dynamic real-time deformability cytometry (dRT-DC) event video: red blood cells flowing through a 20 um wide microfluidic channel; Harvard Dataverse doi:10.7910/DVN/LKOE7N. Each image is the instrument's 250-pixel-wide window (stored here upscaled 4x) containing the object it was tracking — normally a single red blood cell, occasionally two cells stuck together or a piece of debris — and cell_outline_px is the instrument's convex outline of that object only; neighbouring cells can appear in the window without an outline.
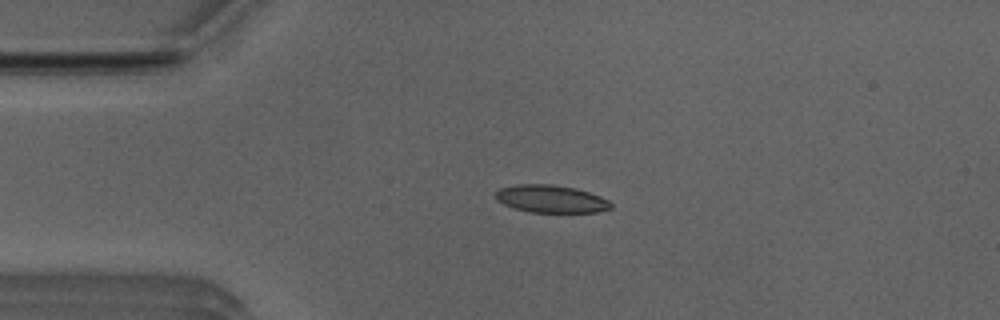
{"species": "Egyptian fruit bat (a non-hibernating species)", "species_latin": "Rousettus aegyptiacus", "temperature_condition": "room temperature", "stored_images_in_passage": 44, "camera_frame_rate_fps": 3000, "um_per_image_px": 0.085, "animal": {"sex": "male"}, "frame": {"image": 1, "passage_image": 4, "time_ms": 1.0, "image_size_px": [1000, 320], "cell_outline_px": [[612, 208], [596, 212], [528, 212], [504, 204], [496, 200], [496, 192], [500, 188], [516, 184], [552, 184], [576, 188], [600, 196], [608, 200], [612, 204]], "centroid_in_image_um": [46.84, 16.9], "position_along_channel_um": 38.2, "area_um2": 18.5}}
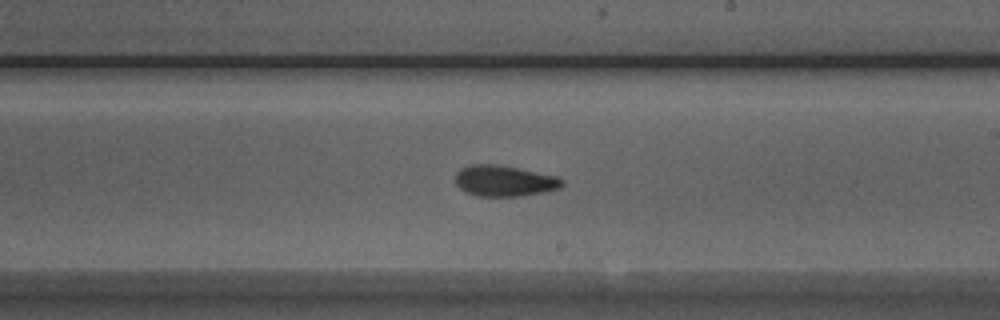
{"frame": {"image": 2, "passage_image": 22, "time_ms": 7.0, "image_size_px": [1000, 320], "cell_outline_px": [[564, 184], [560, 188], [544, 192], [520, 196], [476, 196], [460, 188], [456, 184], [456, 172], [460, 168], [472, 164], [496, 164], [556, 176], [564, 180]], "centroid_in_image_um": [42.86, 15.37], "position_along_channel_um": 246.1, "area_um2": 19.13}}
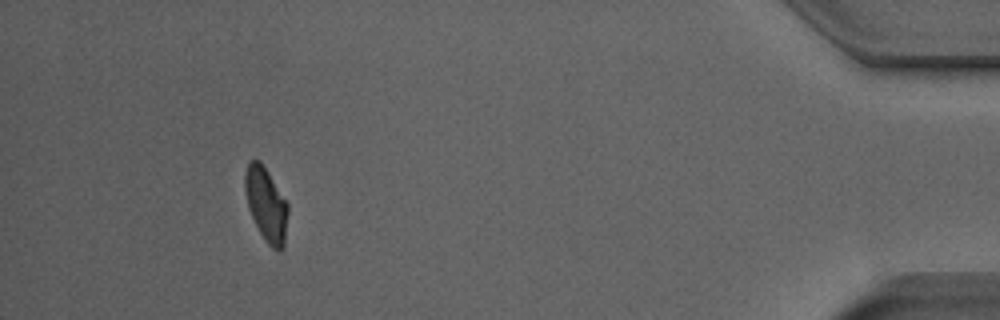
{"frame": {"image": 3, "passage_image": 40, "time_ms": 13.0, "image_size_px": [1000, 320], "cell_outline_px": [[288, 212], [284, 244], [280, 248], [272, 248], [268, 244], [260, 232], [248, 208], [244, 192], [244, 172], [248, 160], [260, 160], [268, 172], [288, 204]], "centroid_in_image_um": [22.59, 17.3], "position_along_channel_um": 412.6, "area_um2": 18.32}, "authors_computed_cell_mechanics": {"area_um2": 19.0162, "velocity_mm_per_s": 3.9298, "shape_relaxation_time_tau1_ms": 5.2399, "shape_relaxation_time_tau2_ms": 1.9667, "deformation_change_tau1": 0.17, "deformation_change_tau2": 0.0846}}